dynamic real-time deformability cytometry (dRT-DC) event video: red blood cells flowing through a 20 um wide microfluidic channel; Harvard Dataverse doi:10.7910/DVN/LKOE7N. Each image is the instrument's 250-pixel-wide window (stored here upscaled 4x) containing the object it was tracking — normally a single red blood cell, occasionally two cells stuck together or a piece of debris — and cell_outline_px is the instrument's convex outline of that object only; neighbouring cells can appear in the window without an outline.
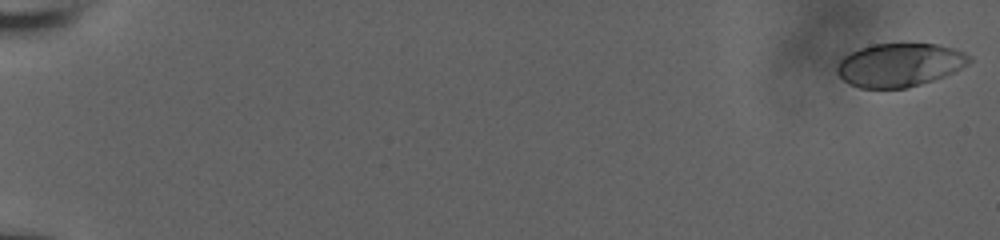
{"species": "human", "species_latin": "Homo sapiens", "temperature_condition": "room temperature", "stored_images_in_passage": 43, "camera_frame_rate_fps": 3000, "um_per_image_px": 0.085, "donor": {"sex": "male"}, "frame": {"image": 1, "passage_image": 1, "time_ms": 0.0, "image_size_px": [1000, 240], "cell_outline_px": [[972, 60], [968, 64], [944, 76], [920, 84], [904, 88], [860, 88], [848, 84], [836, 72], [836, 68], [840, 60], [848, 52], [872, 44], [940, 44], [964, 52]], "centroid_in_image_um": [76.42, 5.51], "position_along_channel_um": 8.6, "area_um2": 33.35}}
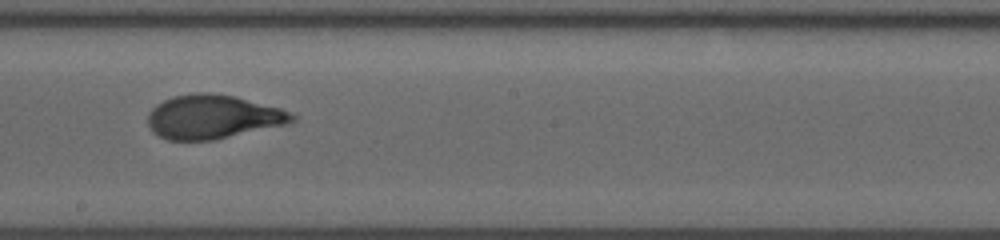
{"frame": {"image": 2, "passage_image": 24, "time_ms": 7.667, "image_size_px": [1000, 240], "cell_outline_px": [[296, 120], [284, 124], [216, 140], [168, 140], [156, 136], [152, 132], [148, 124], [148, 112], [156, 104], [172, 96], [196, 92], [208, 92], [236, 96], [280, 108], [292, 112], [296, 116]], "centroid_in_image_um": [18.06, 9.93], "position_along_channel_um": 230.1, "area_um2": 37.17}}
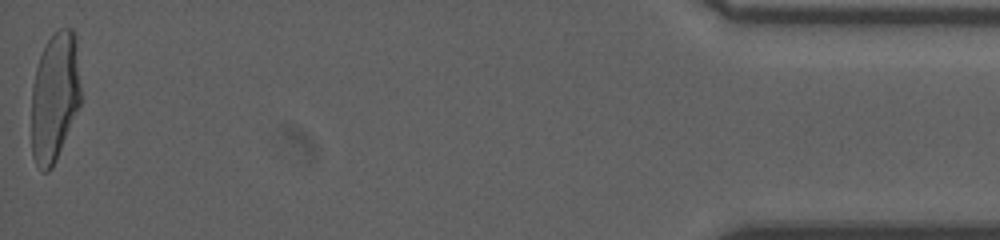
{"frame": {"image": 3, "passage_image": 43, "time_ms": 14.0, "image_size_px": [1000, 240], "cell_outline_px": [[80, 104], [56, 160], [52, 168], [48, 172], [44, 172], [36, 164], [32, 156], [32, 84], [36, 68], [40, 56], [52, 32], [60, 28], [72, 28], [76, 36], [80, 84]], "centroid_in_image_um": [4.65, 8.22], "position_along_channel_um": 430.6, "area_um2": 37.22}, "authors_computed_cell_mechanics": {"area_um2": 36.6452, "velocity_mm_per_s": 3.8947, "shape_relaxation_time_tau1_ms": 5.4203, "shape_relaxation_time_tau2_ms": 0.6933, "deformation_change_tau1": 0.2341, "deformation_change_tau2": 0.0635}}